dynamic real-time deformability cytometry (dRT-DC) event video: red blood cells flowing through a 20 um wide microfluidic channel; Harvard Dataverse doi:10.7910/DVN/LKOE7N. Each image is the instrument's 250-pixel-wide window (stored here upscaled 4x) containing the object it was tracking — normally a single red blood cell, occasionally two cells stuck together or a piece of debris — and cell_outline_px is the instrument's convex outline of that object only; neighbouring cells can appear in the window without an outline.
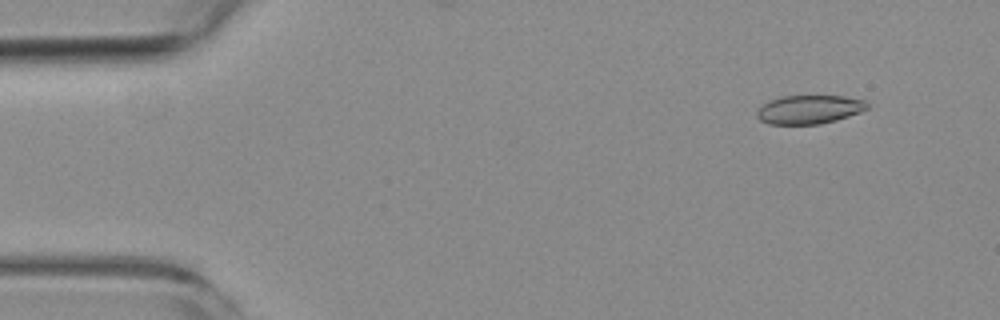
{"species": "common noctule bat (a hibernating species)", "species_latin": "Nyctalus noctula", "temperature_condition": "room temperature", "stored_images_in_passage": 4, "camera_frame_rate_fps": 3000, "um_per_image_px": 0.085, "animal": {"sex": "female", "body_mass_g": 19.3, "forearm_length_mm": 54.1}, "frame": {"image": 1, "passage_image": 2, "time_ms": 1.0, "image_size_px": [1000, 320], "cell_outline_px": [[868, 108], [860, 112], [836, 120], [820, 124], [768, 124], [760, 120], [756, 116], [756, 108], [780, 96], [844, 96], [864, 100], [868, 104]], "centroid_in_image_um": [68.76, 9.31], "position_along_channel_um": 16.2, "area_um2": 18.44}}